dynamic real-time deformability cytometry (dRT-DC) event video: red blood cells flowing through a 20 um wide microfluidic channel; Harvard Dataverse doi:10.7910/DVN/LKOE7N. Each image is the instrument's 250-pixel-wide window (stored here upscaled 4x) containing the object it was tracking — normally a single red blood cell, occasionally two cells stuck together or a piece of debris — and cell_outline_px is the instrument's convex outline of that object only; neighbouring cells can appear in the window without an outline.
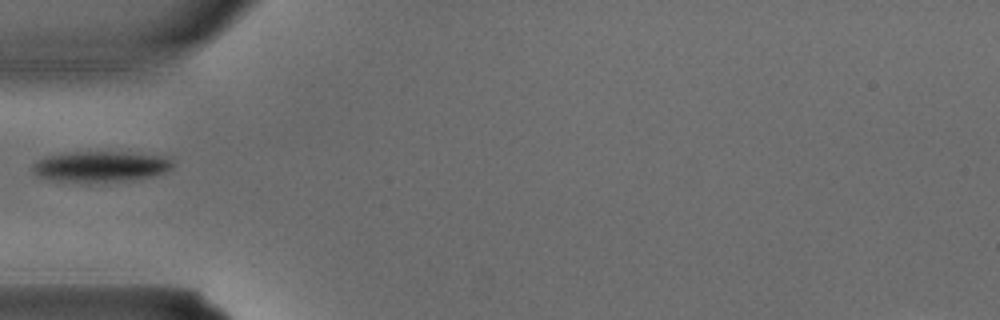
{"species": "common noctule bat (a hibernating species)", "species_latin": "Nyctalus noctula", "temperature_condition": "warm", "stored_images_in_passage": 1, "camera_frame_rate_fps": 3000, "um_per_image_px": 0.085, "animal": {"sex": "male", "body_mass_g": 15.6}, "frame": {"image": 1, "passage_image": 1, "time_ms": 0.0, "image_size_px": [1000, 320], "cell_outline_px": [[176, 164], [168, 172], [156, 176], [140, 180], [88, 184], [80, 184], [48, 180], [36, 176], [32, 172], [32, 164], [36, 160], [48, 156], [68, 152], [120, 152], [160, 156], [172, 160]], "centroid_in_image_um": [8.53, 14.21], "position_along_channel_um": 76.5, "area_um2": 26.3}}